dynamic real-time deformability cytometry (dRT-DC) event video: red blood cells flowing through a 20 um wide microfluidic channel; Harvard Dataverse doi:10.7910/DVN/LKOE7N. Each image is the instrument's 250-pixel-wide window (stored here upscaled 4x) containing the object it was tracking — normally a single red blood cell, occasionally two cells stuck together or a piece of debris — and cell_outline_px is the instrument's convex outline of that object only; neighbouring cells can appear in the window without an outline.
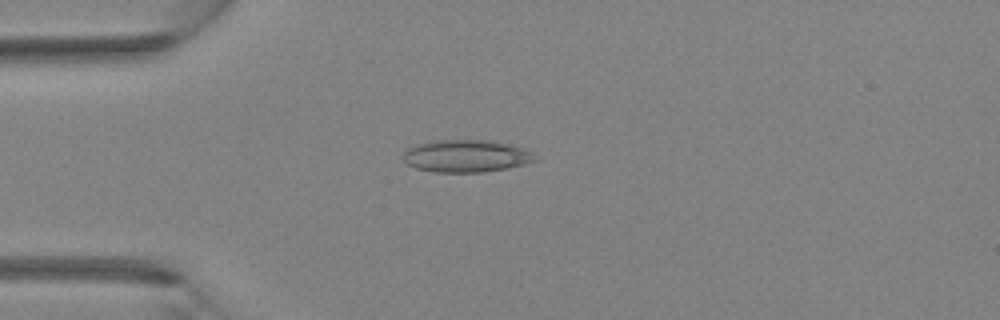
{"species": "Egyptian fruit bat (a non-hibernating species)", "species_latin": "Rousettus aegyptiacus", "temperature_condition": "room temperature", "stored_images_in_passage": 2, "camera_frame_rate_fps": 3000, "um_per_image_px": 0.085, "animal": {"sex": "female"}, "frame": {"image": 1, "passage_image": 1, "time_ms": 0.0, "image_size_px": [1000, 320], "cell_outline_px": [[512, 164], [496, 168], [428, 168], [440, 144], [488, 144], [508, 148]], "centroid_in_image_um": [40.0, 13.3], "position_along_channel_um": 45.0, "area_um2": 12.66}}